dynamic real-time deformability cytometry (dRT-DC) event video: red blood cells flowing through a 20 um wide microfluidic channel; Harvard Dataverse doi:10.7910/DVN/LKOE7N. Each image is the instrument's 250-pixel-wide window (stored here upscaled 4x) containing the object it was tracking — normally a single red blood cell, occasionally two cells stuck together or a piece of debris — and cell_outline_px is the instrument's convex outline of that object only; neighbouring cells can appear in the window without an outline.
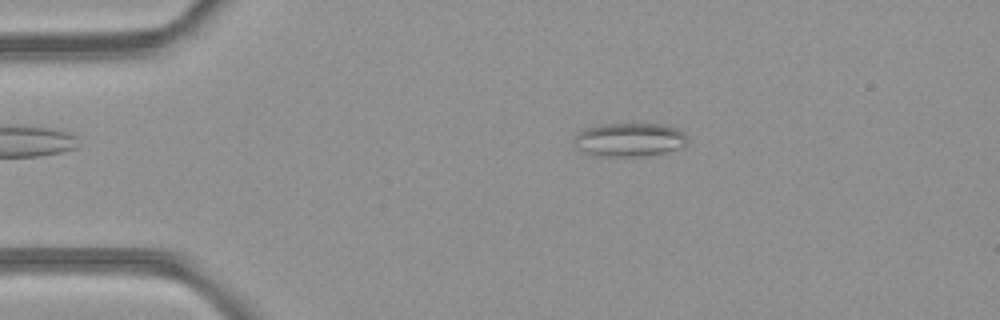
{"species": "common noctule bat (a hibernating species)", "species_latin": "Nyctalus noctula", "temperature_condition": "room temperature", "stored_images_in_passage": 44, "camera_frame_rate_fps": 3000, "um_per_image_px": 0.085, "animal": {"sex": "female", "body_mass_g": 21.9}, "frame": {"image": 1, "passage_image": 5, "time_ms": 1.333, "image_size_px": [1000, 320], "cell_outline_px": [[688, 144], [684, 148], [664, 152], [640, 156], [592, 156], [576, 148], [572, 144], [572, 140], [584, 128], [604, 124], [660, 124], [676, 128], [684, 132], [688, 136]], "centroid_in_image_um": [53.51, 11.88], "position_along_channel_um": 31.5, "area_um2": 22.54}}
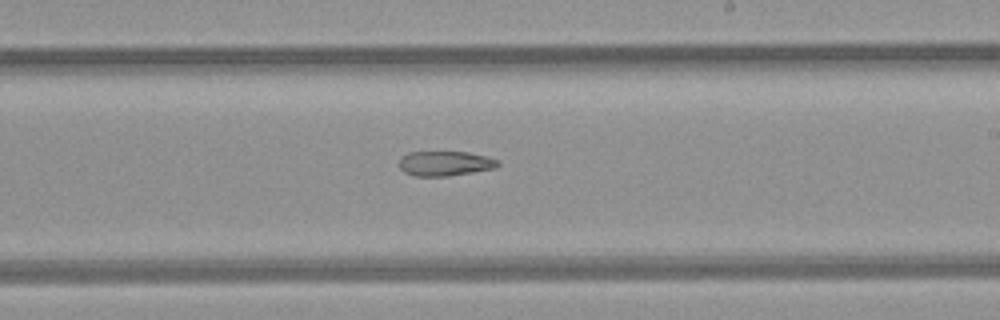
{"frame": {"image": 2, "passage_image": 24, "time_ms": 7.667, "image_size_px": [1000, 320], "cell_outline_px": [[500, 164], [496, 168], [448, 176], [416, 176], [404, 172], [400, 168], [400, 156], [408, 152], [468, 152], [500, 160]], "centroid_in_image_um": [37.83, 13.89], "position_along_channel_um": 251.2, "area_um2": 14.28}}
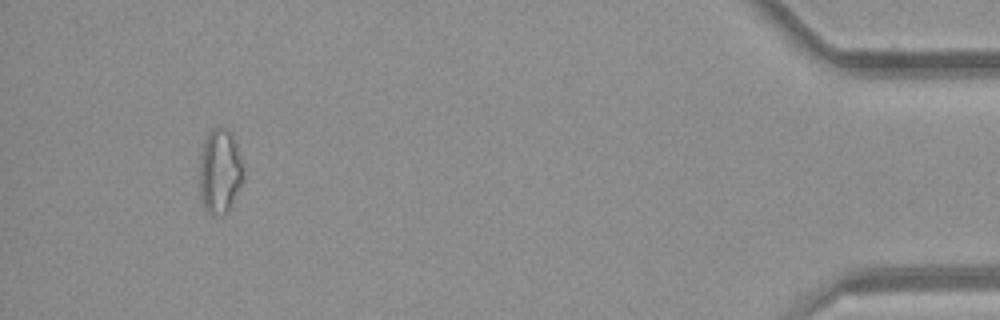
{"frame": {"image": 3, "passage_image": 41, "time_ms": 13.333, "image_size_px": [1000, 320], "cell_outline_px": [[244, 168], [240, 184], [228, 212], [212, 216], [208, 212], [204, 204], [200, 184], [200, 168], [204, 144], [208, 132], [212, 128], [228, 128], [232, 132], [236, 140]], "centroid_in_image_um": [18.72, 14.51], "position_along_channel_um": 416.5, "area_um2": 21.15}}